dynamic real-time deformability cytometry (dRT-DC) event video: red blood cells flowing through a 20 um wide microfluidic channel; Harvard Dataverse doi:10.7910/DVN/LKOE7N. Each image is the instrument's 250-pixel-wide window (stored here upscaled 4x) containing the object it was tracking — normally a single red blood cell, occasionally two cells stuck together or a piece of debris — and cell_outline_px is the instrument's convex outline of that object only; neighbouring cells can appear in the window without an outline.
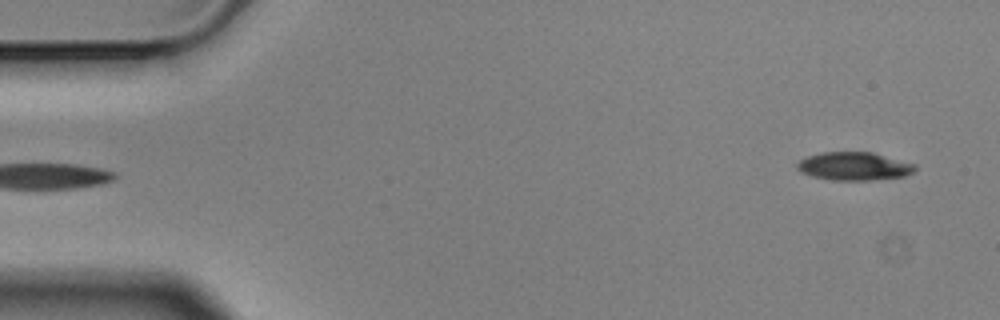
{"species": "Egyptian fruit bat (a non-hibernating species)", "species_latin": "Rousettus aegyptiacus", "temperature_condition": "cold", "stored_images_in_passage": 4, "segment_of_instrument_passage": [2, 2], "camera_frame_rate_fps": 3000, "um_per_image_px": 0.085, "animal": {"sex": "male"}, "frame": {"image": 1, "passage_image": 4, "time_ms": 1.0, "image_size_px": [1000, 320], "cell_outline_px": [[916, 168], [912, 172], [904, 176], [868, 180], [832, 180], [812, 176], [800, 172], [796, 168], [796, 164], [800, 160], [808, 156], [824, 152], [872, 152], [916, 164]], "centroid_in_image_um": [72.58, 14.13], "position_along_channel_um": 12.4, "area_um2": 19.25}}